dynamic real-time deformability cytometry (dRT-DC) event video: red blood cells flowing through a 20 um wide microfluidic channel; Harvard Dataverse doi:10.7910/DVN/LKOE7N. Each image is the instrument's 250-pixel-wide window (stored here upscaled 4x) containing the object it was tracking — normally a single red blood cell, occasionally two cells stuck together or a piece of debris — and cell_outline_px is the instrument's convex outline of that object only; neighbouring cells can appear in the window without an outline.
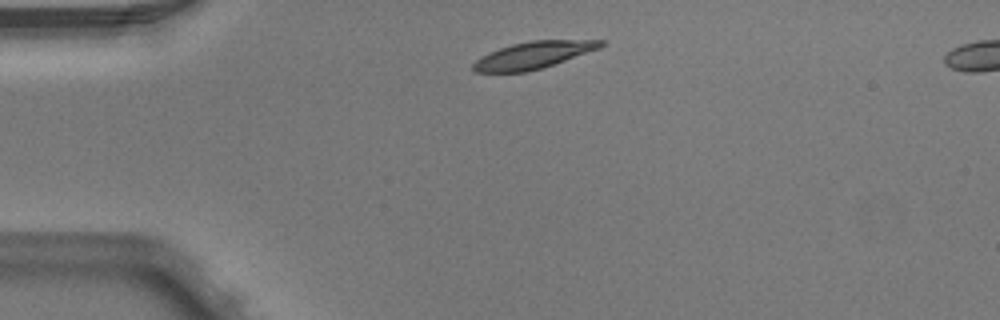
{"species": "Egyptian fruit bat (a non-hibernating species)", "species_latin": "Rousettus aegyptiacus", "temperature_condition": "warm", "stored_images_in_passage": 2, "camera_frame_rate_fps": 3000, "um_per_image_px": 0.085, "animal": {"sex": "male"}, "frame": {"image": 1, "passage_image": 2, "time_ms": 0.333, "image_size_px": [1000, 320], "cell_outline_px": [[604, 44], [600, 48], [540, 68], [524, 72], [476, 72], [472, 68], [472, 64], [476, 60], [500, 48], [512, 44], [532, 40], [604, 40]], "centroid_in_image_um": [45.33, 4.68], "position_along_channel_um": 39.7, "area_um2": 19.54}}